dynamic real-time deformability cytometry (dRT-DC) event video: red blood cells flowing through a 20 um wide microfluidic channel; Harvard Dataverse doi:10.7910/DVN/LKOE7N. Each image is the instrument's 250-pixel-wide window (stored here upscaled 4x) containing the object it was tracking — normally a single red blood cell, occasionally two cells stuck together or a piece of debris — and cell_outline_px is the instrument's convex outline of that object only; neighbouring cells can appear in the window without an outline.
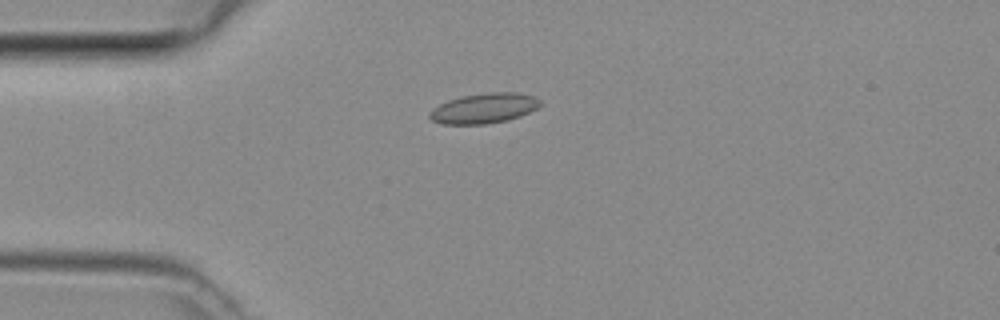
{"species": "common noctule bat (a hibernating species)", "species_latin": "Nyctalus noctula", "temperature_condition": "room temperature", "stored_images_in_passage": 5, "camera_frame_rate_fps": 3000, "um_per_image_px": 0.085, "animal": {"sex": "female", "body_mass_g": 29.2, "forearm_length_mm": 56.3}, "frame": {"image": 1, "passage_image": 4, "time_ms": 1.0, "image_size_px": [1000, 320], "cell_outline_px": [[540, 104], [536, 108], [520, 116], [508, 120], [484, 124], [440, 124], [432, 120], [428, 116], [428, 112], [432, 108], [448, 100], [460, 96], [488, 92], [516, 92], [536, 96], [540, 100]], "centroid_in_image_um": [41.11, 9.19], "position_along_channel_um": 43.9, "area_um2": 19.54}}